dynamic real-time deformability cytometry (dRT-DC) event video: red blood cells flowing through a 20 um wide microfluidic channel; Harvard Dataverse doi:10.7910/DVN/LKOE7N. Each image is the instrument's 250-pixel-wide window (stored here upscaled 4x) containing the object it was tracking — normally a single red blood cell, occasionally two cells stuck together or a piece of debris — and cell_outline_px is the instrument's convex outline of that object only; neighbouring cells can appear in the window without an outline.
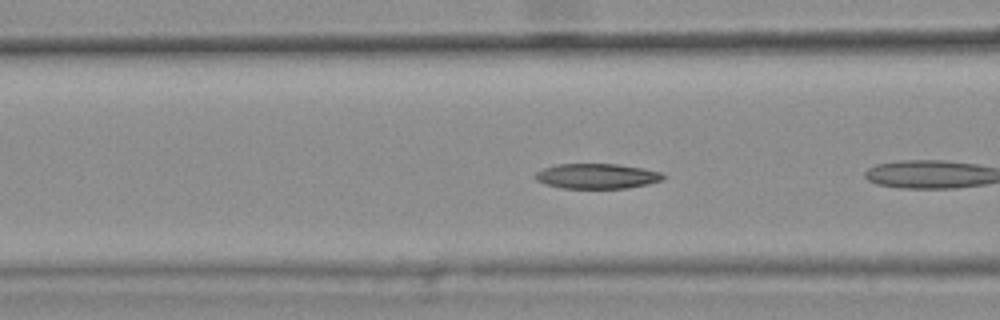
{"species": "common noctule bat (a hibernating species)", "species_latin": "Nyctalus noctula", "temperature_condition": "warm", "stored_images_in_passage": 7, "camera_frame_rate_fps": 3000, "um_per_image_px": 0.085, "animal": {"sex": "female", "body_mass_g": 25.1}, "frame": {"image": 1, "passage_image": 5, "time_ms": 1.333, "image_size_px": [1000, 320], "cell_outline_px": [[664, 176], [660, 180], [648, 184], [628, 188], [560, 188], [544, 184], [536, 180], [532, 176], [536, 172], [544, 168], [556, 164], [616, 164], [644, 168], [660, 172]], "centroid_in_image_um": [50.67, 14.97], "position_along_channel_um": 115.9, "area_um2": 18.73}}